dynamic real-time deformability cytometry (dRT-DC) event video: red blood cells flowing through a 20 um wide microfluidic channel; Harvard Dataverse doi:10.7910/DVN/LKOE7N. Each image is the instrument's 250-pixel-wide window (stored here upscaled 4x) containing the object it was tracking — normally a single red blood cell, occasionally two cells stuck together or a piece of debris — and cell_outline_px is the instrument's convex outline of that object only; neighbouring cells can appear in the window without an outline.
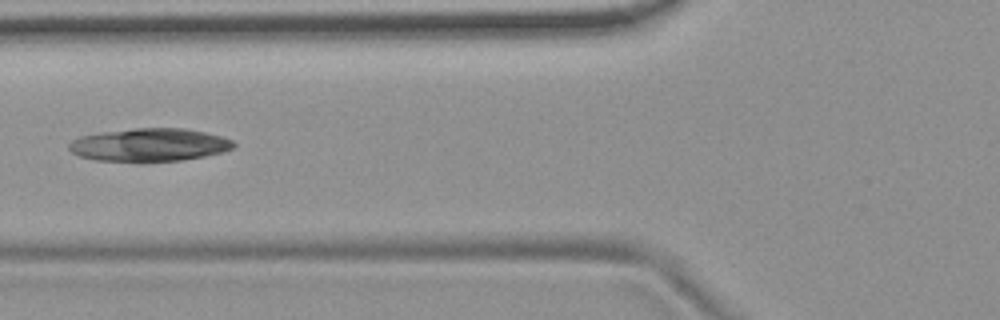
{"species": "common noctule bat (a hibernating species)", "species_latin": "Nyctalus noctula", "temperature_condition": "room temperature", "stored_images_in_passage": 7, "camera_frame_rate_fps": 3000, "um_per_image_px": 0.085, "animal": {"sex": "female", "body_mass_g": 19.9}, "frame": {"image": 1, "passage_image": 4, "time_ms": 1.0, "image_size_px": [1000, 320], "cell_outline_px": [[236, 144], [232, 148], [224, 152], [204, 156], [180, 160], [140, 164], [96, 160], [80, 156], [72, 152], [68, 148], [68, 144], [72, 140], [80, 136], [104, 132], [132, 128], [184, 128], [204, 132], [220, 136], [232, 140]], "centroid_in_image_um": [12.67, 12.34], "position_along_channel_um": 113.1, "area_um2": 32.31}}
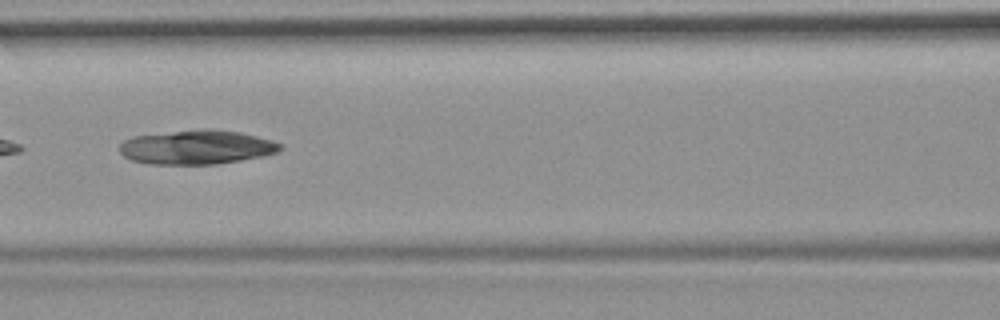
{"frame": {"image": 2, "passage_image": 5, "time_ms": 1.333, "image_size_px": [1000, 320], "cell_outline_px": [[284, 148], [280, 152], [264, 156], [216, 164], [148, 164], [132, 160], [124, 156], [120, 152], [120, 144], [124, 140], [132, 136], [204, 128], [240, 132], [272, 140], [280, 144]], "centroid_in_image_um": [16.74, 12.51], "position_along_channel_um": 149.9, "area_um2": 32.08}}
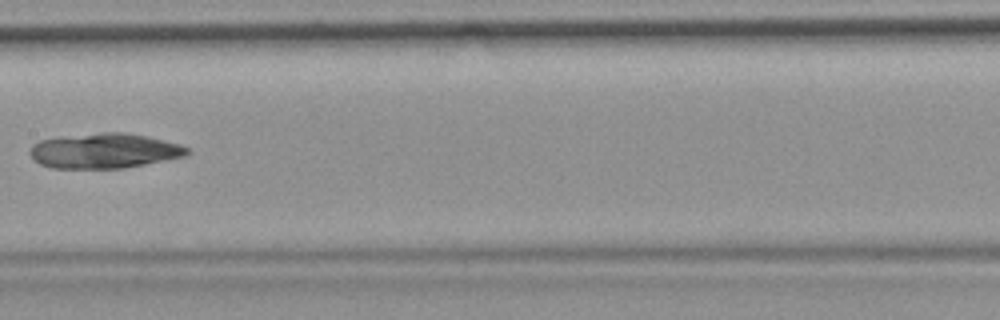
{"frame": {"image": 3, "passage_image": 6, "time_ms": 1.667, "image_size_px": [1000, 320], "cell_outline_px": [[188, 152], [184, 156], [144, 164], [120, 168], [52, 168], [40, 164], [32, 160], [32, 144], [40, 140], [104, 132], [124, 132], [148, 136], [180, 144], [188, 148]], "centroid_in_image_um": [8.87, 12.82], "position_along_channel_um": 198.5, "area_um2": 31.56}}